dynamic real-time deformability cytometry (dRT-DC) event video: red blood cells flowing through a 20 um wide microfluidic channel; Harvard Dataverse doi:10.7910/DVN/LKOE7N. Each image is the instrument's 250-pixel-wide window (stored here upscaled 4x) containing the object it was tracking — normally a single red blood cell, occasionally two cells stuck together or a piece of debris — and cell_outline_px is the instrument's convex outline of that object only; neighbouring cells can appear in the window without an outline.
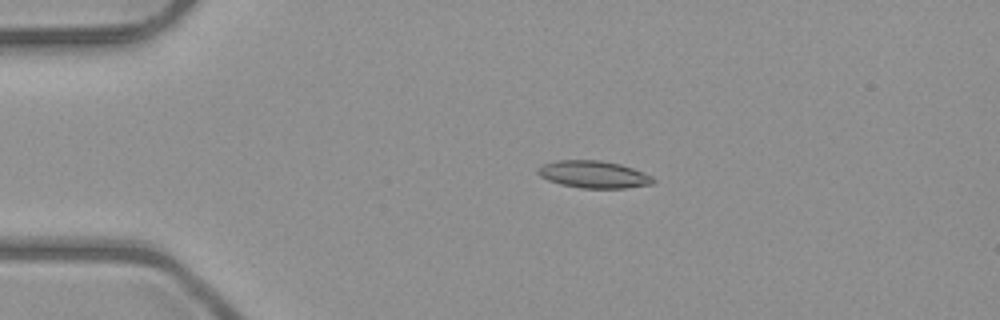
{"species": "common noctule bat (a hibernating species)", "species_latin": "Nyctalus noctula", "temperature_condition": "room temperature", "stored_images_in_passage": 5, "camera_frame_rate_fps": 3000, "um_per_image_px": 0.085, "animal": {"sex": "male", "body_mass_g": 23.1, "forearm_length_mm": 52.7}, "frame": {"image": 1, "passage_image": 4, "time_ms": 3.333, "image_size_px": [1000, 320], "cell_outline_px": [[656, 180], [652, 184], [624, 188], [580, 188], [560, 184], [548, 180], [540, 176], [536, 172], [544, 164], [556, 160], [600, 160], [620, 164], [632, 168], [652, 176]], "centroid_in_image_um": [50.46, 14.83], "position_along_channel_um": 34.5, "area_um2": 18.21}}